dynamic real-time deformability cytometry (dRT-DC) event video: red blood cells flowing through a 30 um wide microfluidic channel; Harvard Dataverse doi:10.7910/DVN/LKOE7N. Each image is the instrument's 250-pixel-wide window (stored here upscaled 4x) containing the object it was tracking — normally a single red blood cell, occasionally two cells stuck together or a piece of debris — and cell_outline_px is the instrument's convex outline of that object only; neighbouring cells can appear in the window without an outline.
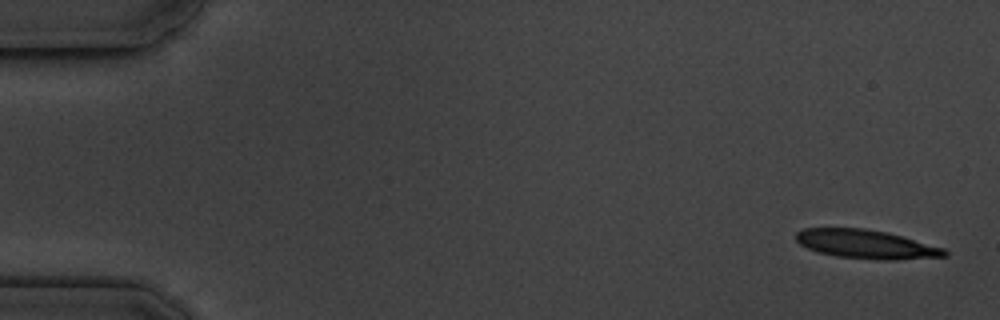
{"species": "common noctule bat (a hibernating species)", "species_latin": "Nyctalus noctula", "temperature_condition": "cold", "stored_images_in_passage": 5, "camera_frame_rate_fps": 3000, "um_per_image_px": 0.085, "animal": {"sex": "male", "body_mass_g": 19.5, "forearm_length_mm": 54.6}, "frame": {"image": 1, "passage_image": 1, "time_ms": 0.0, "image_size_px": [1000, 320], "cell_outline_px": [[948, 256], [896, 260], [880, 260], [836, 256], [820, 252], [808, 248], [800, 244], [796, 240], [796, 232], [804, 228], [864, 228], [888, 232], [944, 248], [948, 252]], "centroid_in_image_um": [73.64, 20.76], "position_along_channel_um": 11.4, "area_um2": 24.91}}
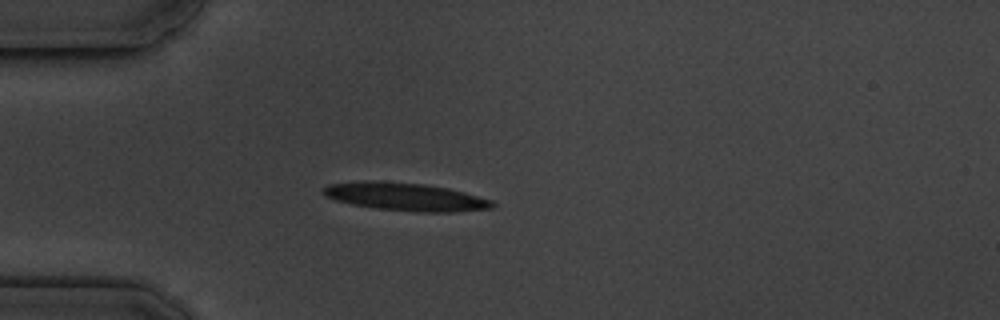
{"frame": {"image": 2, "passage_image": 4, "time_ms": 4.333, "image_size_px": [1000, 320], "cell_outline_px": [[496, 204], [492, 208], [456, 212], [416, 212], [376, 208], [352, 204], [336, 200], [324, 196], [320, 192], [328, 184], [360, 180], [368, 180], [424, 184], [448, 188], [464, 192], [492, 200]], "centroid_in_image_um": [34.44, 16.72], "position_along_channel_um": 50.6, "area_um2": 27.69}}